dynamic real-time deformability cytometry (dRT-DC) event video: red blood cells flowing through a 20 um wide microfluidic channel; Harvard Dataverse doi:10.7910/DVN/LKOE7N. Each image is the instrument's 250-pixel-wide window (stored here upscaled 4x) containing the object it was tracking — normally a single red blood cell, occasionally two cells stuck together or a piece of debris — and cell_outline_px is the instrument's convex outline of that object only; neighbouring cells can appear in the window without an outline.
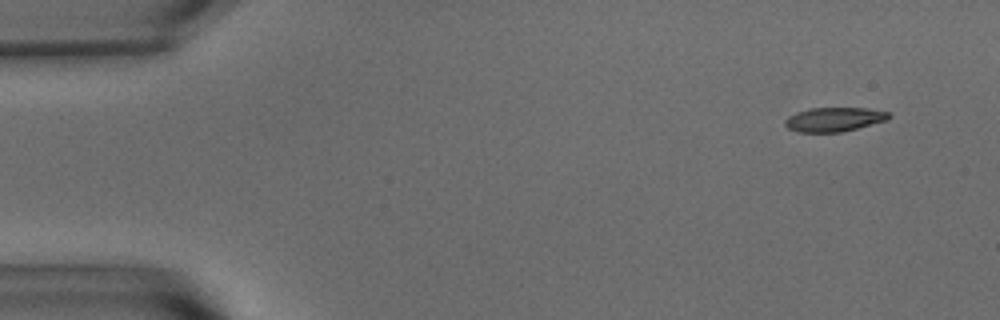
{"species": "common noctule bat (a hibernating species)", "species_latin": "Nyctalus noctula", "temperature_condition": "warm", "stored_images_in_passage": 53, "camera_frame_rate_fps": 3000, "um_per_image_px": 0.085, "animal": {"sex": "male", "body_mass_g": 15.6}, "frame": {"image": 1, "passage_image": 1, "time_ms": 0.0, "image_size_px": [1000, 320], "cell_outline_px": [[892, 116], [888, 120], [840, 132], [796, 132], [788, 128], [784, 124], [784, 120], [788, 116], [796, 112], [808, 108], [868, 108], [892, 112]], "centroid_in_image_um": [70.91, 10.14], "position_along_channel_um": 14.1, "area_um2": 14.8}}
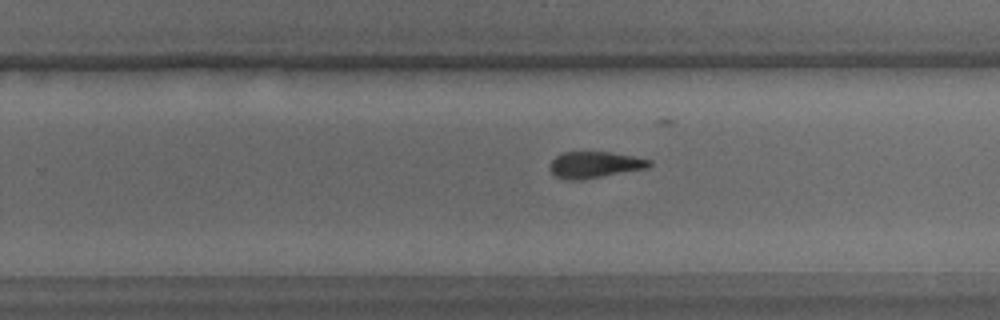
{"frame": {"image": 2, "passage_image": 32, "time_ms": 10.333, "image_size_px": [1000, 320], "cell_outline_px": [[652, 164], [648, 168], [580, 180], [564, 180], [556, 176], [548, 168], [552, 160], [556, 156], [564, 152], [608, 152], [632, 156], [652, 160]], "centroid_in_image_um": [50.54, 14.01], "position_along_channel_um": 279.3, "area_um2": 15.26}}
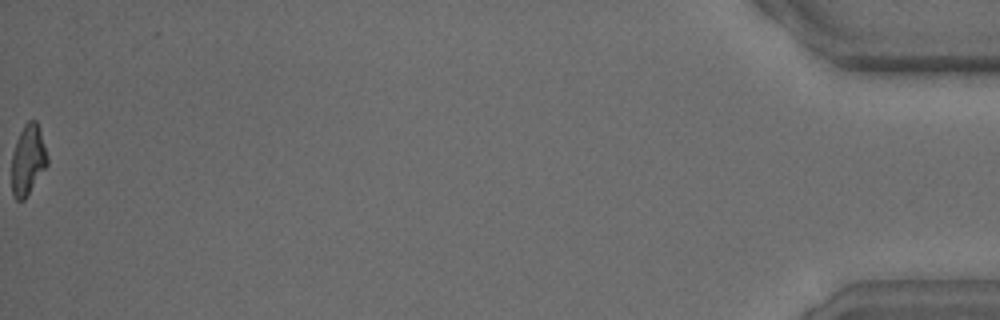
{"frame": {"image": 3, "passage_image": 53, "time_ms": 17.333, "image_size_px": [1000, 320], "cell_outline_px": [[48, 164], [24, 200], [16, 200], [12, 192], [12, 152], [16, 140], [24, 124], [28, 120], [36, 120], [48, 156]], "centroid_in_image_um": [2.37, 13.58], "position_along_channel_um": 432.8, "area_um2": 14.51}, "authors_computed_cell_mechanics": {"area_um2": 15.8372, "velocity_mm_per_s": 3.64, "shape_relaxation_time_tau1_ms": null, "shape_relaxation_time_tau2_ms": 5.0727, "deformation_change_tau1": null, "deformation_change_tau2": 0.1547}}